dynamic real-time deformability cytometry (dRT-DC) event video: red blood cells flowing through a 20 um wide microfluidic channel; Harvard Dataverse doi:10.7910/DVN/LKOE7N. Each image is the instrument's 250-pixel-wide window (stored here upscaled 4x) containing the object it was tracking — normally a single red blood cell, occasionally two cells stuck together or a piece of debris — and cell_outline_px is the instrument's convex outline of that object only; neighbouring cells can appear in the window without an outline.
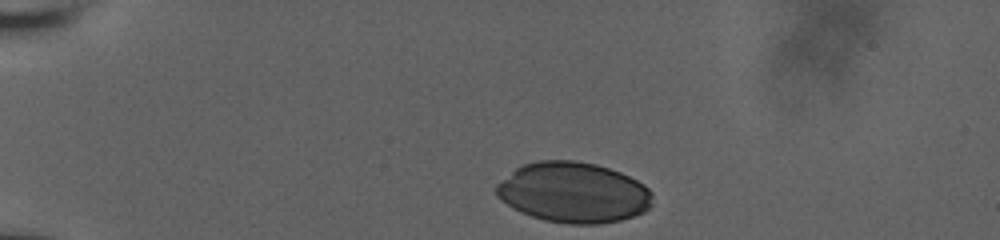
{"species": "human", "species_latin": "Homo sapiens", "temperature_condition": "room temperature", "stored_images_in_passage": 35, "camera_frame_rate_fps": 3000, "um_per_image_px": 0.085, "donor": {"sex": "male"}, "frame": {"image": 1, "passage_image": 1, "time_ms": 0.0, "image_size_px": [1000, 240], "cell_outline_px": [[652, 204], [644, 212], [620, 220], [600, 224], [568, 224], [544, 220], [520, 212], [512, 208], [500, 200], [496, 196], [496, 184], [516, 168], [524, 164], [540, 160], [576, 160], [596, 164], [620, 172], [644, 184], [652, 192]], "centroid_in_image_um": [48.73, 16.36], "position_along_channel_um": 36.3, "area_um2": 55.2}}
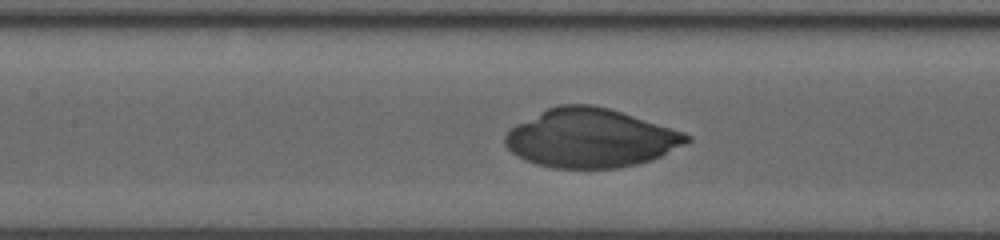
{"frame": {"image": 2, "passage_image": 16, "time_ms": 5.0, "image_size_px": [1000, 240], "cell_outline_px": [[692, 140], [652, 160], [636, 164], [616, 168], [552, 168], [536, 164], [524, 160], [516, 156], [504, 144], [504, 136], [508, 128], [556, 104], [592, 104], [608, 108], [684, 132], [692, 136]], "centroid_in_image_um": [50.16, 11.74], "position_along_channel_um": 157.2, "area_um2": 62.14}}
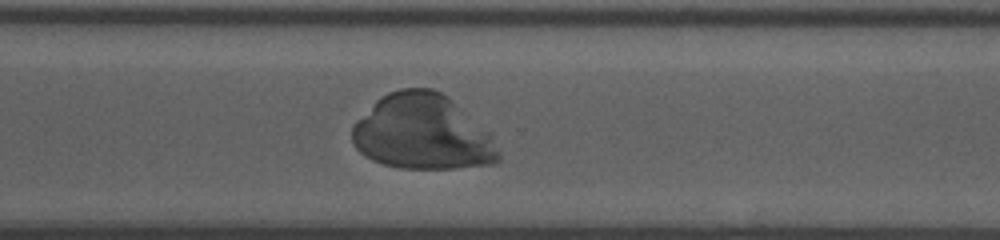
{"frame": {"image": 3, "passage_image": 30, "time_ms": 9.667, "image_size_px": [1000, 240], "cell_outline_px": [[500, 160], [492, 164], [456, 168], [400, 168], [384, 164], [372, 160], [364, 156], [352, 144], [352, 124], [380, 96], [388, 92], [400, 88], [432, 88], [440, 92], [492, 132], [500, 152]], "centroid_in_image_um": [35.92, 11.25], "position_along_channel_um": 334.7, "area_um2": 64.56}}